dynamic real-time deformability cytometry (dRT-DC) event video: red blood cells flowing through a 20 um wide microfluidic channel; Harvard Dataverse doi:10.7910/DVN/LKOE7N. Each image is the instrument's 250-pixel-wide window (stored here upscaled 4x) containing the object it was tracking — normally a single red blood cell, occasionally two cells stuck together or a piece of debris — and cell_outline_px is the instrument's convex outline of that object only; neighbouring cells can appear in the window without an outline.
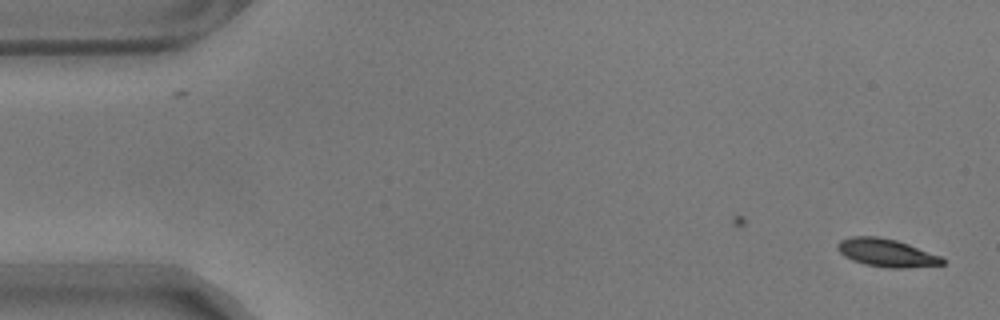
{"species": "common noctule bat (a hibernating species)", "species_latin": "Nyctalus noctula", "temperature_condition": "warm", "stored_images_in_passage": 52, "camera_frame_rate_fps": 3000, "um_per_image_px": 0.085, "animal": {"sex": "male", "body_mass_g": 17.9}, "frame": {"image": 1, "passage_image": 1, "time_ms": 0.0, "image_size_px": [1000, 320], "cell_outline_px": [[944, 264], [904, 268], [888, 268], [864, 264], [852, 260], [844, 256], [836, 248], [836, 244], [840, 240], [852, 236], [880, 236], [896, 240], [908, 244], [940, 256], [944, 260]], "centroid_in_image_um": [75.3, 21.48], "position_along_channel_um": 9.7, "area_um2": 17.05}}
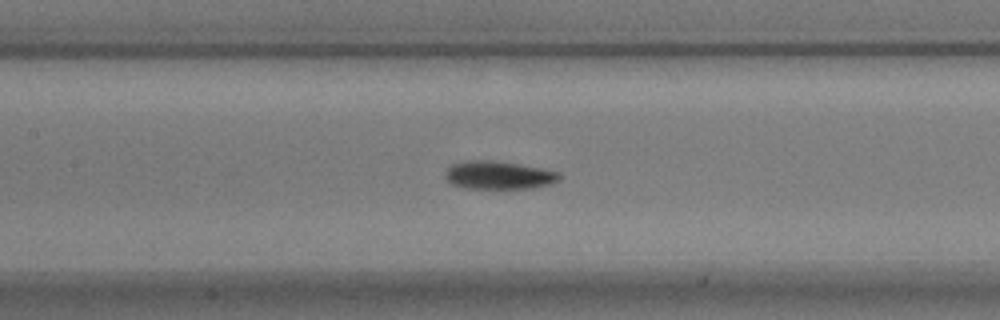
{"frame": {"image": 2, "passage_image": 25, "time_ms": 8.0, "image_size_px": [1000, 320], "cell_outline_px": [[560, 180], [552, 184], [532, 188], [464, 188], [452, 184], [444, 176], [444, 172], [452, 164], [472, 160], [492, 160], [520, 164], [560, 172]], "centroid_in_image_um": [42.4, 14.89], "position_along_channel_um": 165.0, "area_um2": 18.73}}
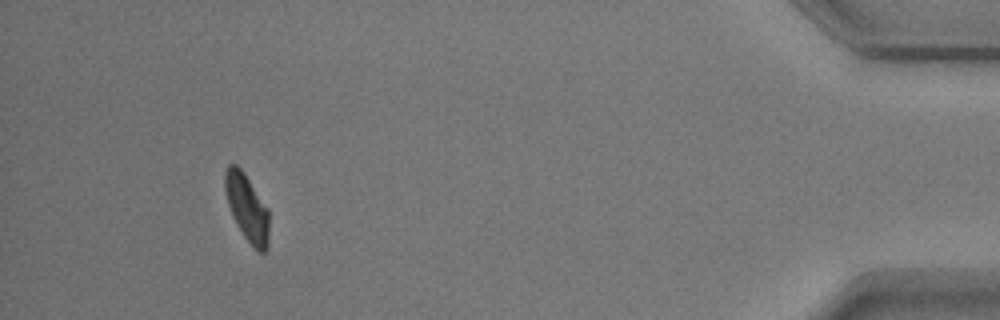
{"frame": {"image": 3, "passage_image": 52, "time_ms": 17.0, "image_size_px": [1000, 320], "cell_outline_px": [[268, 248], [264, 252], [260, 252], [244, 236], [236, 224], [232, 216], [224, 192], [224, 172], [228, 164], [236, 164], [244, 172], [268, 208]], "centroid_in_image_um": [20.97, 17.61], "position_along_channel_um": 414.2, "area_um2": 17.17}, "authors_computed_cell_mechanics": {"area_um2": 17.918, "velocity_mm_per_s": 3.5158, "shape_relaxation_time_tau1_ms": 2.3059, "shape_relaxation_time_tau2_ms": null, "deformation_change_tau1": 0.1291, "deformation_change_tau2": null}}